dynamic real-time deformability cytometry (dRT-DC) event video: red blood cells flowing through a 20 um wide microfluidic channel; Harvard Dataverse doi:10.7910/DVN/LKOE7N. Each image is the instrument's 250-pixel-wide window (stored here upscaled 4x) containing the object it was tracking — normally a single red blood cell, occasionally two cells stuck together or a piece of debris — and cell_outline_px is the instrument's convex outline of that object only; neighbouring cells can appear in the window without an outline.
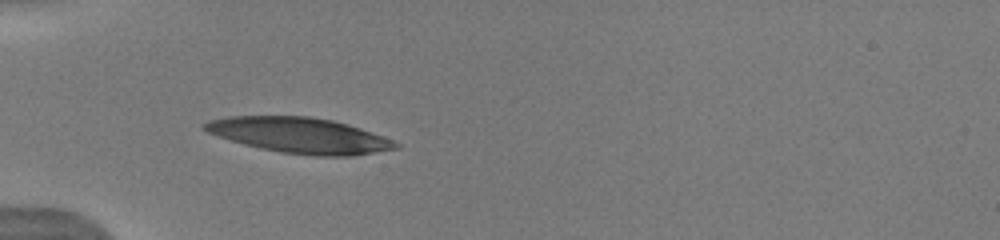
{"species": "human", "species_latin": "Homo sapiens", "temperature_condition": "warm", "stored_images_in_passage": 16, "camera_frame_rate_fps": 3000, "um_per_image_px": 0.085, "donor": {"sex": "male"}, "frame": {"image": 1, "passage_image": 5, "time_ms": 2.333, "image_size_px": [1000, 240], "cell_outline_px": [[400, 148], [352, 156], [316, 156], [280, 152], [260, 148], [244, 144], [208, 132], [200, 128], [200, 124], [208, 120], [228, 116], [308, 116], [332, 120], [348, 124], [360, 128], [392, 140], [400, 144]], "centroid_in_image_um": [25.45, 11.5], "position_along_channel_um": 59.5, "area_um2": 39.48}}